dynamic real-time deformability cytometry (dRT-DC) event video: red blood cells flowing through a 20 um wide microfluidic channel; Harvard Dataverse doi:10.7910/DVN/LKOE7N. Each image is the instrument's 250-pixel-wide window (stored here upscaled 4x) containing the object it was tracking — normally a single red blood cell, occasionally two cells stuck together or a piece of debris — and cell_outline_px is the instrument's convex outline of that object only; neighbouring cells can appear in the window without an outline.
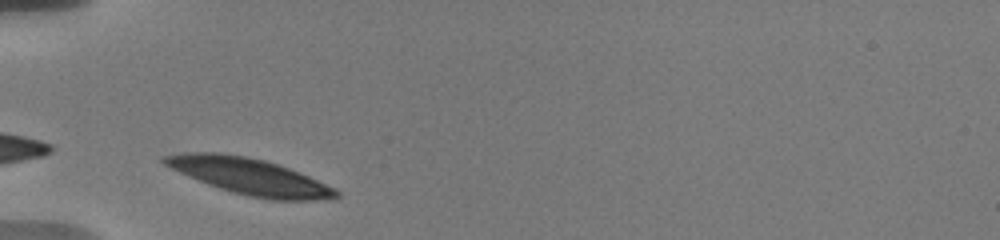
{"species": "human", "species_latin": "Homo sapiens", "temperature_condition": "warm", "stored_images_in_passage": 5, "camera_frame_rate_fps": 3000, "um_per_image_px": 0.085, "donor": {"sex": "male"}, "frame": {"image": 1, "passage_image": 1, "time_ms": 0.0, "image_size_px": [1000, 240], "cell_outline_px": [[340, 196], [332, 200], [272, 200], [248, 196], [232, 192], [208, 184], [180, 172], [164, 164], [160, 160], [160, 156], [184, 152], [220, 152], [244, 156], [264, 160], [300, 172], [336, 188], [340, 192]], "centroid_in_image_um": [21.25, 15.0], "position_along_channel_um": 63.7, "area_um2": 36.36}}
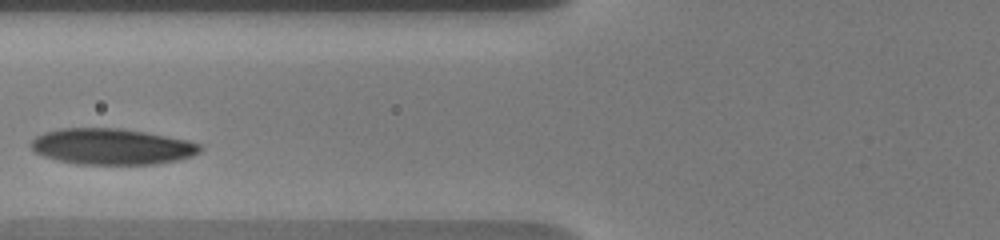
{"frame": {"image": 2, "passage_image": 3, "time_ms": 1.667, "image_size_px": [1000, 240], "cell_outline_px": [[204, 148], [200, 152], [192, 156], [180, 160], [156, 164], [76, 164], [56, 160], [44, 156], [36, 152], [32, 148], [32, 140], [36, 136], [44, 132], [60, 128], [120, 128], [144, 132], [188, 140], [200, 144]], "centroid_in_image_um": [9.53, 12.46], "position_along_channel_um": 116.3, "area_um2": 35.6}}
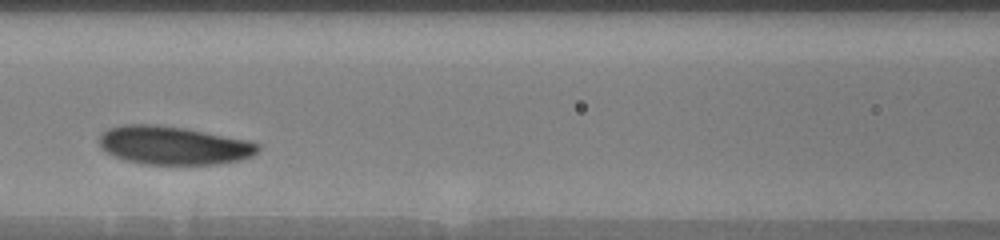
{"frame": {"image": 3, "passage_image": 4, "time_ms": 2.667, "image_size_px": [1000, 240], "cell_outline_px": [[260, 148], [252, 156], [240, 160], [216, 164], [140, 164], [112, 156], [100, 148], [100, 136], [108, 128], [124, 124], [156, 124], [184, 128], [244, 140], [260, 144]], "centroid_in_image_um": [14.69, 12.36], "position_along_channel_um": 151.9, "area_um2": 35.32}}